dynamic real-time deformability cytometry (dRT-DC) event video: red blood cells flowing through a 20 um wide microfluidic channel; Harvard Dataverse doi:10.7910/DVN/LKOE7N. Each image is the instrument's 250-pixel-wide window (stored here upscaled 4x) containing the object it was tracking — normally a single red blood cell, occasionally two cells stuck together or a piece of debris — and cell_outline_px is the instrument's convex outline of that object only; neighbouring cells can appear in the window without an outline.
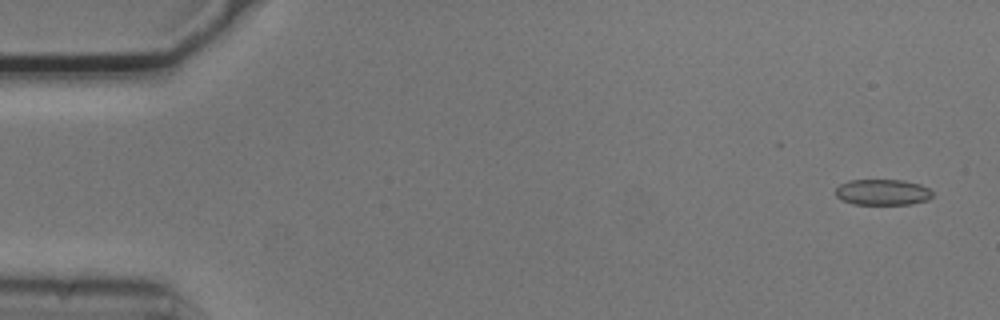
{"species": "common noctule bat (a hibernating species)", "species_latin": "Nyctalus noctula", "temperature_condition": "cold", "stored_images_in_passage": 55, "camera_frame_rate_fps": 3000, "um_per_image_px": 0.085, "animal": {"sex": "male", "body_mass_g": 20.5, "forearm_length_mm": 52.5}, "frame": {"image": 1, "passage_image": 3, "time_ms": 0.667, "image_size_px": [1000, 320], "cell_outline_px": [[932, 196], [928, 200], [912, 204], [852, 204], [840, 200], [836, 196], [836, 188], [840, 184], [848, 180], [904, 180], [920, 184], [928, 188], [932, 192]], "centroid_in_image_um": [75.0, 16.34], "position_along_channel_um": 10.0, "area_um2": 14.74}}
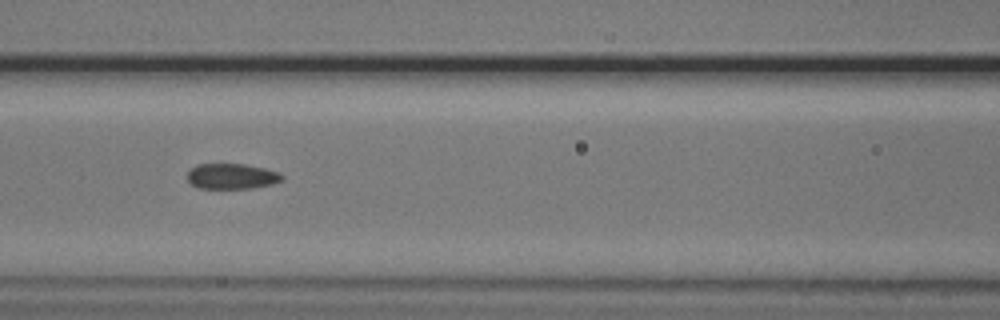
{"frame": {"image": 2, "passage_image": 24, "time_ms": 7.667, "image_size_px": [1000, 320], "cell_outline_px": [[284, 180], [272, 184], [252, 188], [200, 188], [192, 184], [188, 180], [188, 172], [196, 164], [244, 164], [264, 168], [280, 172], [284, 176]], "centroid_in_image_um": [19.74, 14.98], "position_along_channel_um": 146.9, "area_um2": 14.05}}
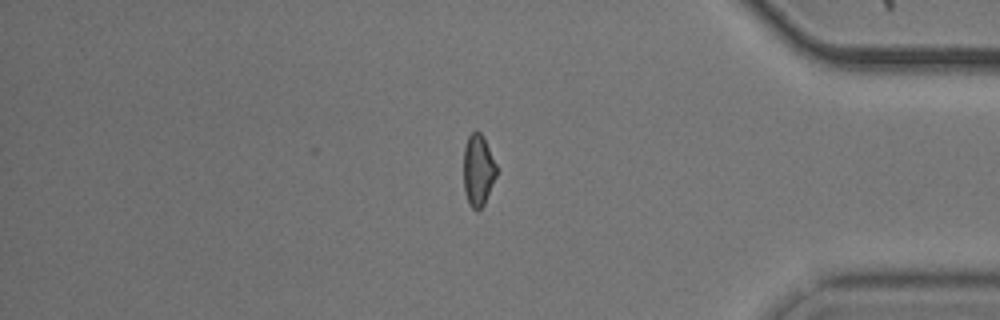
{"frame": {"image": 3, "passage_image": 46, "time_ms": 15.0, "image_size_px": [1000, 320], "cell_outline_px": [[496, 176], [484, 204], [476, 212], [468, 204], [464, 192], [464, 148], [468, 136], [472, 132], [480, 132], [484, 136], [496, 164]], "centroid_in_image_um": [40.63, 14.48], "position_along_channel_um": 394.6, "area_um2": 13.76}, "authors_computed_cell_mechanics": {"area_um2": 14.739, "velocity_mm_per_s": 3.7431, "shape_relaxation_time_tau1_ms": null, "shape_relaxation_time_tau2_ms": 1.2381, "deformation_change_tau1": null, "deformation_change_tau2": 0.041}}